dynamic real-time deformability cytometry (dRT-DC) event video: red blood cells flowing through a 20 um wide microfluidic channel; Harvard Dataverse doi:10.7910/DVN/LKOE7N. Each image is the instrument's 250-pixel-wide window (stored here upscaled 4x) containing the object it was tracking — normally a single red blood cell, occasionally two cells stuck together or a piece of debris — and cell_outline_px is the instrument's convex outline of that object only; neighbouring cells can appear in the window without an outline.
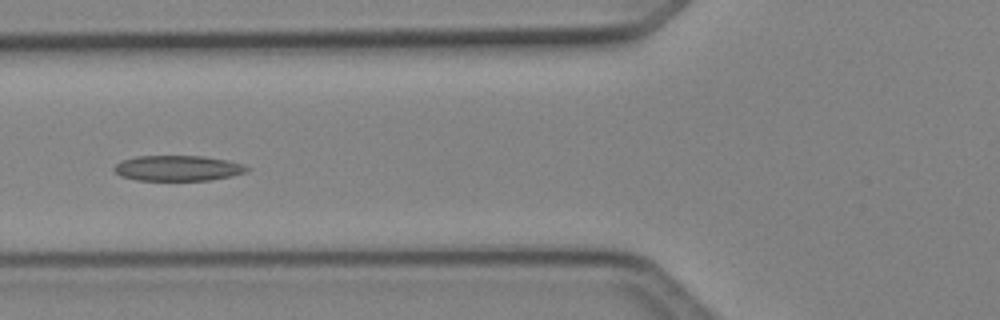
{"species": "Egyptian fruit bat (a non-hibernating species)", "species_latin": "Rousettus aegyptiacus", "temperature_condition": "cold", "stored_images_in_passage": 7, "camera_frame_rate_fps": 3000, "um_per_image_px": 0.085, "animal": {"sex": "female"}, "frame": {"image": 1, "passage_image": 6, "time_ms": 1.667, "image_size_px": [1000, 320], "cell_outline_px": [[252, 168], [248, 172], [232, 176], [208, 180], [136, 180], [120, 176], [112, 168], [116, 164], [124, 160], [136, 156], [204, 156], [228, 160], [244, 164]], "centroid_in_image_um": [15.17, 14.29], "position_along_channel_um": 110.6, "area_um2": 19.83}}
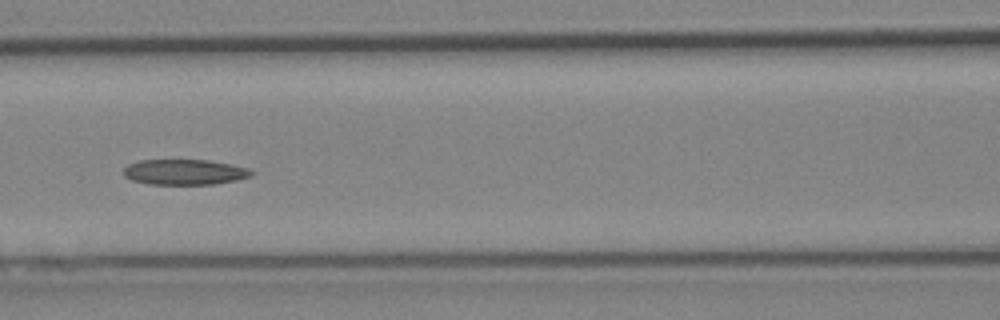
{"frame": {"image": 2, "passage_image": 7, "time_ms": 2.0, "image_size_px": [1000, 320], "cell_outline_px": [[256, 172], [252, 176], [236, 180], [216, 184], [148, 184], [132, 180], [124, 176], [124, 168], [128, 164], [140, 160], [208, 160], [232, 164], [248, 168]], "centroid_in_image_um": [15.72, 14.62], "position_along_channel_um": 150.9, "area_um2": 19.07}}